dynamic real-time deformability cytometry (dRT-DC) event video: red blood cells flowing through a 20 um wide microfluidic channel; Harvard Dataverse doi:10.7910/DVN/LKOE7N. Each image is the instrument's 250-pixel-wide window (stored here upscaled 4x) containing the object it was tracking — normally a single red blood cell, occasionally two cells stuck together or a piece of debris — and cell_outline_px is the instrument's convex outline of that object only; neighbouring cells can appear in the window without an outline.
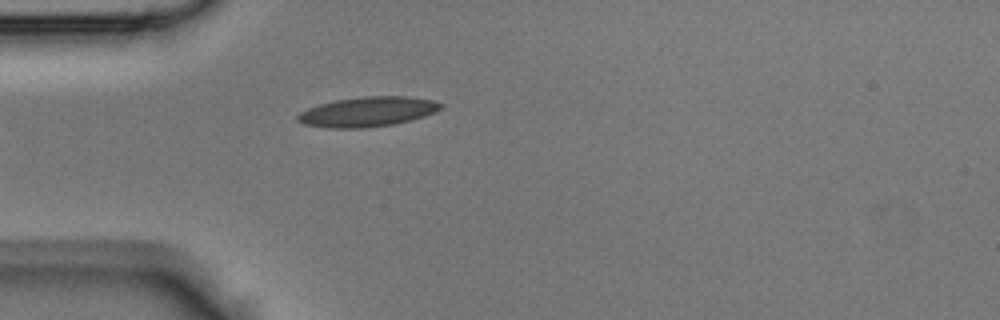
{"species": "Egyptian fruit bat (a non-hibernating species)", "species_latin": "Rousettus aegyptiacus", "temperature_condition": "room temperature", "stored_images_in_passage": 21, "camera_frame_rate_fps": 3000, "um_per_image_px": 0.085, "animal": {"sex": "male"}, "frame": {"image": 1, "passage_image": 1, "time_ms": 0.0, "image_size_px": [1000, 320], "cell_outline_px": [[444, 104], [440, 108], [424, 116], [412, 120], [392, 124], [364, 128], [324, 128], [304, 124], [296, 120], [296, 116], [300, 112], [308, 108], [320, 104], [336, 100], [364, 96], [404, 96], [432, 100]], "centroid_in_image_um": [31.2, 9.5], "position_along_channel_um": 53.8, "area_um2": 24.74}}
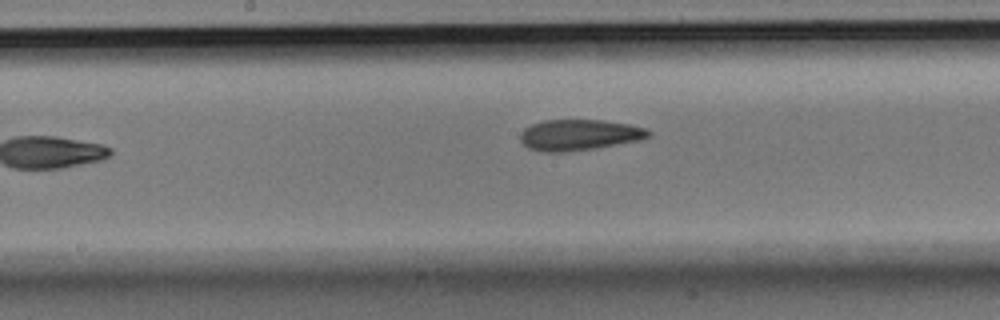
{"frame": {"image": 2, "passage_image": 11, "time_ms": 3.333, "image_size_px": [1000, 320], "cell_outline_px": [[652, 132], [648, 136], [640, 140], [596, 148], [568, 152], [544, 152], [528, 148], [520, 140], [520, 132], [524, 128], [532, 124], [544, 120], [604, 120], [628, 124], [648, 128]], "centroid_in_image_um": [49.23, 11.47], "position_along_channel_um": 199.0, "area_um2": 23.24}}
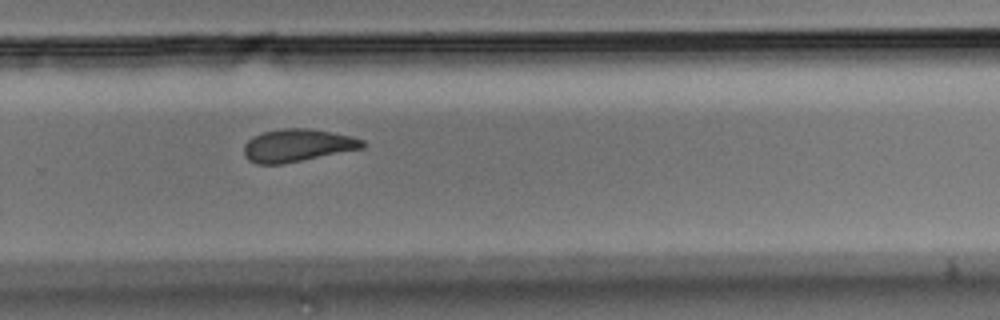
{"frame": {"image": 3, "passage_image": 18, "time_ms": 5.667, "image_size_px": [1000, 320], "cell_outline_px": [[368, 144], [364, 148], [280, 164], [256, 164], [248, 160], [244, 156], [244, 144], [252, 136], [260, 132], [280, 128], [308, 128], [332, 132], [352, 136], [364, 140]], "centroid_in_image_um": [25.27, 12.34], "position_along_channel_um": 304.5, "area_um2": 22.77}}